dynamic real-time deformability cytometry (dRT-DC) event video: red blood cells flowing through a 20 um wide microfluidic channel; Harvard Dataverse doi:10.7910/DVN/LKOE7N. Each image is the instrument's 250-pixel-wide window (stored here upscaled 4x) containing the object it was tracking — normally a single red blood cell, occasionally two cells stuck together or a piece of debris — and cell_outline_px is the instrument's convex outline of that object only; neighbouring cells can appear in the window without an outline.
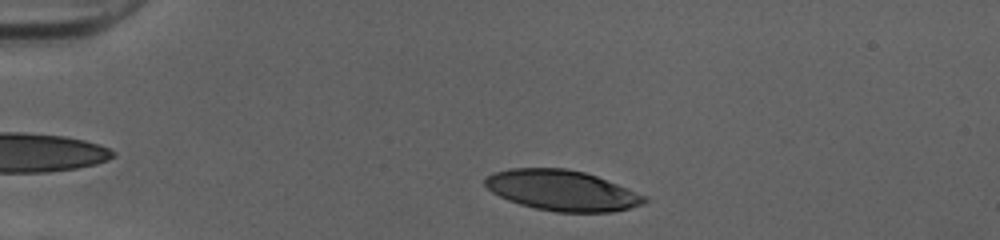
{"species": "human", "species_latin": "Homo sapiens", "temperature_condition": "cold", "stored_images_in_passage": 34, "camera_frame_rate_fps": 3000, "um_per_image_px": 0.085, "donor": {"sex": "female"}, "frame": {"image": 1, "passage_image": 3, "time_ms": 0.667, "image_size_px": [1000, 240], "cell_outline_px": [[648, 200], [644, 204], [612, 212], [556, 212], [536, 208], [520, 204], [508, 200], [492, 192], [484, 184], [484, 176], [492, 172], [508, 168], [564, 168], [584, 172], [596, 176], [648, 196]], "centroid_in_image_um": [47.75, 16.18], "position_along_channel_um": 37.2, "area_um2": 37.69}}
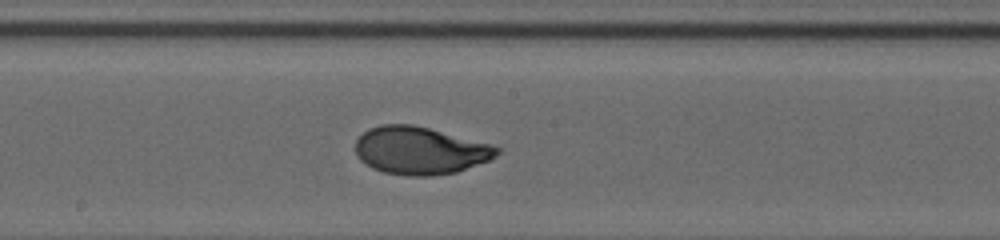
{"frame": {"image": 2, "passage_image": 20, "time_ms": 6.333, "image_size_px": [1000, 240], "cell_outline_px": [[500, 152], [496, 156], [488, 160], [456, 172], [432, 176], [408, 176], [384, 172], [372, 168], [360, 160], [356, 156], [356, 140], [368, 128], [380, 124], [412, 124], [428, 128], [488, 144], [500, 148]], "centroid_in_image_um": [35.65, 12.8], "position_along_channel_um": 212.6, "area_um2": 38.96}}
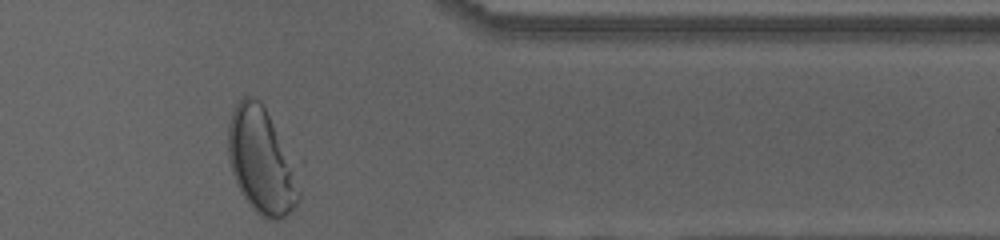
{"frame": {"image": 3, "passage_image": 34, "time_ms": 11.0, "image_size_px": [1000, 240], "cell_outline_px": [[304, 160], [300, 200], [280, 220], [268, 220], [260, 216], [252, 208], [236, 184], [228, 160], [228, 124], [232, 112], [236, 104], [244, 96], [252, 96], [260, 100]], "centroid_in_image_um": [22.4, 13.63], "position_along_channel_um": 389.0, "area_um2": 47.22}, "authors_computed_cell_mechanics": {"area_um2": 38.7838, "velocity_mm_per_s": 4.0175, "shape_relaxation_time_tau1_ms": 3.8862, "shape_relaxation_time_tau2_ms": null, "deformation_change_tau1": 0.2249, "deformation_change_tau2": null}}